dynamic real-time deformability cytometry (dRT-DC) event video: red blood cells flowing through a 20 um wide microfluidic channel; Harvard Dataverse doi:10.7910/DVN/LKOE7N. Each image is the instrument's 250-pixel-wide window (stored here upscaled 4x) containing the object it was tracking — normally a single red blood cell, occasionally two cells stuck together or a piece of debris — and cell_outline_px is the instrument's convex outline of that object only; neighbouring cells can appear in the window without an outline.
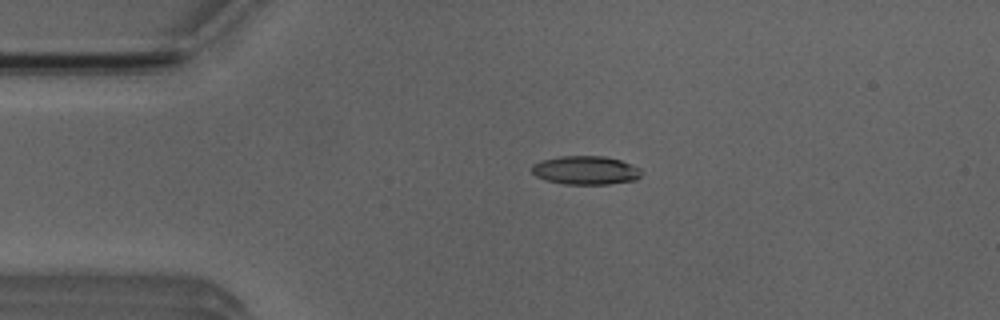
{"species": "Egyptian fruit bat (a non-hibernating species)", "species_latin": "Rousettus aegyptiacus", "temperature_condition": "room temperature", "stored_images_in_passage": 45, "camera_frame_rate_fps": 3000, "um_per_image_px": 0.085, "animal": {"sex": "male"}, "frame": {"image": 1, "passage_image": 4, "time_ms": 1.0, "image_size_px": [1000, 320], "cell_outline_px": [[640, 176], [636, 180], [608, 184], [564, 184], [548, 180], [536, 176], [532, 172], [532, 164], [540, 160], [560, 156], [604, 156], [620, 160], [632, 164], [640, 168]], "centroid_in_image_um": [49.77, 14.46], "position_along_channel_um": 35.2, "area_um2": 18.26}}
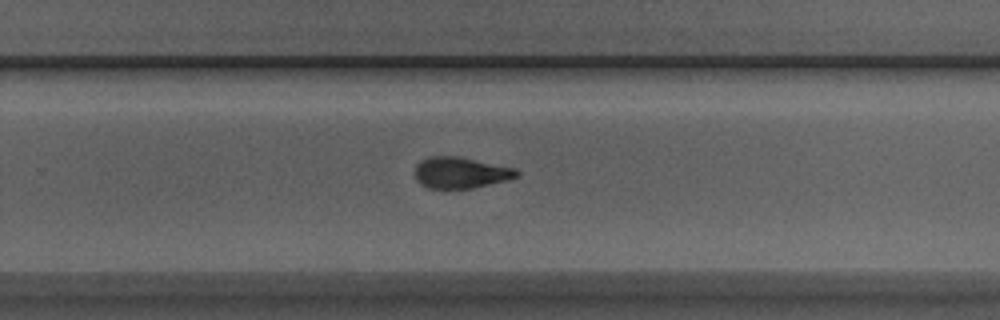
{"frame": {"image": 2, "passage_image": 26, "time_ms": 8.333, "image_size_px": [1000, 320], "cell_outline_px": [[520, 172], [516, 176], [508, 180], [472, 188], [428, 188], [420, 184], [416, 180], [416, 164], [420, 160], [428, 156], [456, 156], [516, 168]], "centroid_in_image_um": [39.13, 14.67], "position_along_channel_um": 290.7, "area_um2": 18.44}}
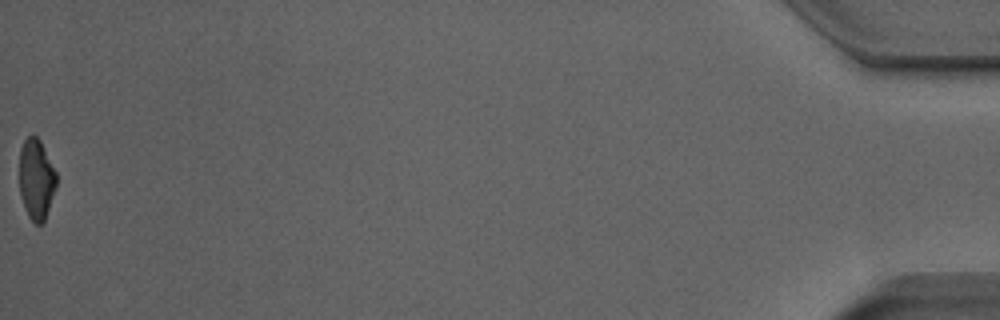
{"frame": {"image": 3, "passage_image": 45, "time_ms": 14.667, "image_size_px": [1000, 320], "cell_outline_px": [[56, 188], [44, 220], [40, 224], [36, 224], [28, 216], [20, 196], [20, 148], [24, 140], [28, 136], [36, 136], [40, 140], [56, 172]], "centroid_in_image_um": [3.08, 15.23], "position_along_channel_um": 432.1, "area_um2": 17.17}, "authors_computed_cell_mechanics": {"area_um2": 18.6694, "velocity_mm_per_s": 3.9542, "shape_relaxation_time_tau1_ms": 9.5984, "shape_relaxation_time_tau2_ms": 1.9984, "deformation_change_tau1": 0.2382, "deformation_change_tau2": 0.0915}}